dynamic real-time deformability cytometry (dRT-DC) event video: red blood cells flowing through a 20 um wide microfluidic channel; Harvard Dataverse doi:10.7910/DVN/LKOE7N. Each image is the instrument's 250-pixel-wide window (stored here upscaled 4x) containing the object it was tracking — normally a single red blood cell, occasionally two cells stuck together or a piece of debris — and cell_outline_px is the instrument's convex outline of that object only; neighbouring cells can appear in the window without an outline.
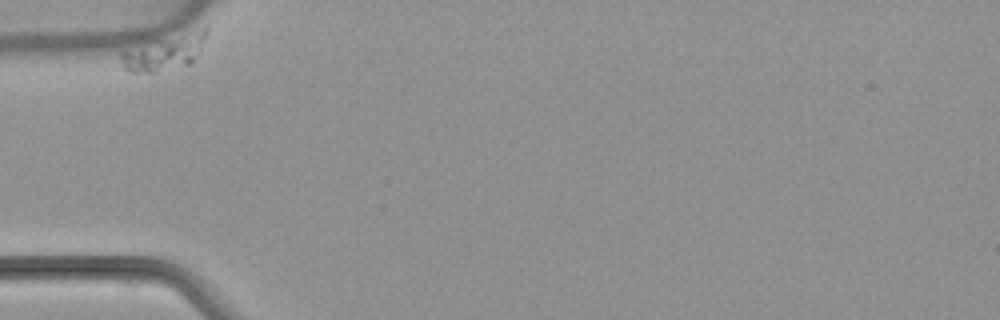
{"species": "common noctule bat (a hibernating species)", "species_latin": "Nyctalus noctula", "temperature_condition": "warm", "stored_images_in_passage": 41, "camera_frame_rate_fps": 3000, "um_per_image_px": 0.085, "animal": {"sex": "female", "body_mass_g": 22.7, "forearm_length_mm": 54.2}, "frame": {"image": 1, "passage_image": 1, "time_ms": 0.0, "image_size_px": [1000, 320], "cell_outline_px": [[208, 28], [200, 52], [192, 64], [152, 72], [128, 72], [124, 68], [120, 56], [120, 52], [204, 24], [208, 24]], "centroid_in_image_um": [14.09, 4.4], "position_along_channel_um": 70.9, "area_um2": 17.86}}
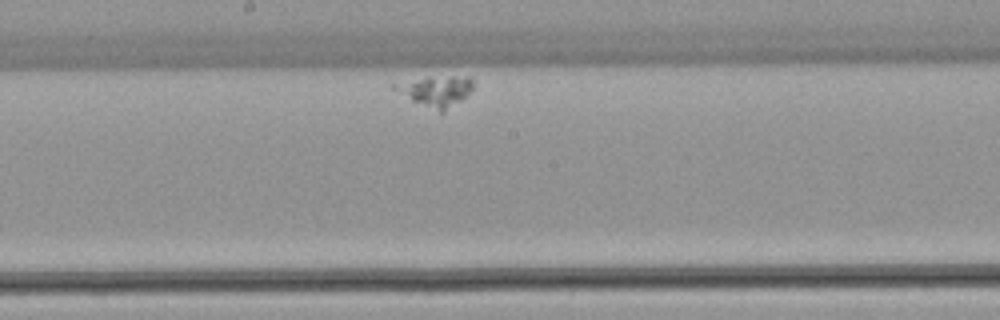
{"frame": {"image": 2, "passage_image": 22, "time_ms": 7.0, "image_size_px": [1000, 320], "cell_outline_px": [[472, 88], [460, 100], [444, 112], [440, 112], [412, 100], [392, 88], [388, 84], [428, 76], [472, 76]], "centroid_in_image_um": [37.01, 7.69], "position_along_channel_um": 211.2, "area_um2": 13.87}}
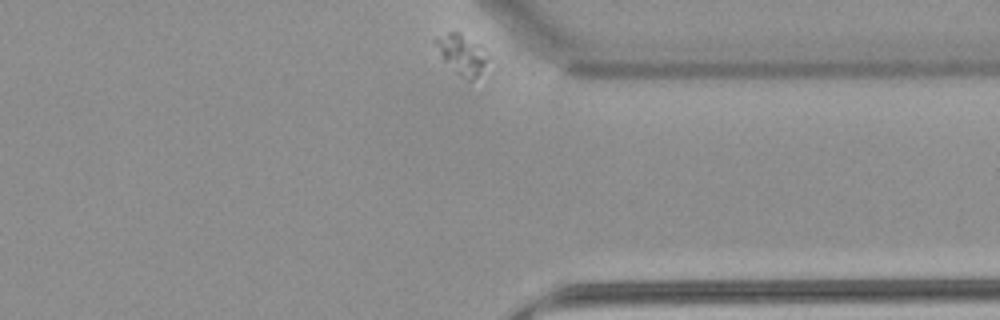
{"frame": {"image": 3, "passage_image": 41, "time_ms": 13.333, "image_size_px": [1000, 320], "cell_outline_px": [[492, 56], [480, 72], [472, 80], [468, 80], [460, 76], [444, 60], [432, 40], [448, 32], [460, 32], [480, 44]], "centroid_in_image_um": [39.31, 4.59], "position_along_channel_um": 372.1, "area_um2": 12.2}}